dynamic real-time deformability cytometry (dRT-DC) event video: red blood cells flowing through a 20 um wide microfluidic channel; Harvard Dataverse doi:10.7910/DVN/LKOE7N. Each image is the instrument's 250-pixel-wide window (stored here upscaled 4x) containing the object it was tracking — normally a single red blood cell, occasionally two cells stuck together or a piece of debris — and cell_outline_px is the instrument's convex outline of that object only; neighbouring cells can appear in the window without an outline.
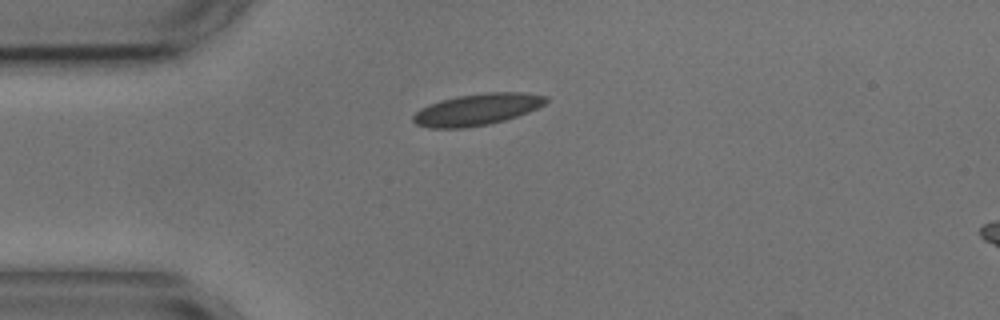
{"species": "common noctule bat (a hibernating species)", "species_latin": "Nyctalus noctula", "temperature_condition": "cold", "stored_images_in_passage": 3, "camera_frame_rate_fps": 3000, "um_per_image_px": 0.085, "animal": {"sex": "male", "body_mass_g": 17.9, "forearm_length_mm": 54.2}, "frame": {"image": 1, "passage_image": 1, "time_ms": 0.0, "image_size_px": [1000, 320], "cell_outline_px": [[548, 100], [544, 104], [528, 112], [504, 120], [488, 124], [464, 128], [428, 128], [416, 124], [412, 120], [412, 116], [420, 108], [428, 104], [440, 100], [456, 96], [484, 92], [524, 92], [548, 96]], "centroid_in_image_um": [40.52, 9.29], "position_along_channel_um": 44.5, "area_um2": 24.57}}